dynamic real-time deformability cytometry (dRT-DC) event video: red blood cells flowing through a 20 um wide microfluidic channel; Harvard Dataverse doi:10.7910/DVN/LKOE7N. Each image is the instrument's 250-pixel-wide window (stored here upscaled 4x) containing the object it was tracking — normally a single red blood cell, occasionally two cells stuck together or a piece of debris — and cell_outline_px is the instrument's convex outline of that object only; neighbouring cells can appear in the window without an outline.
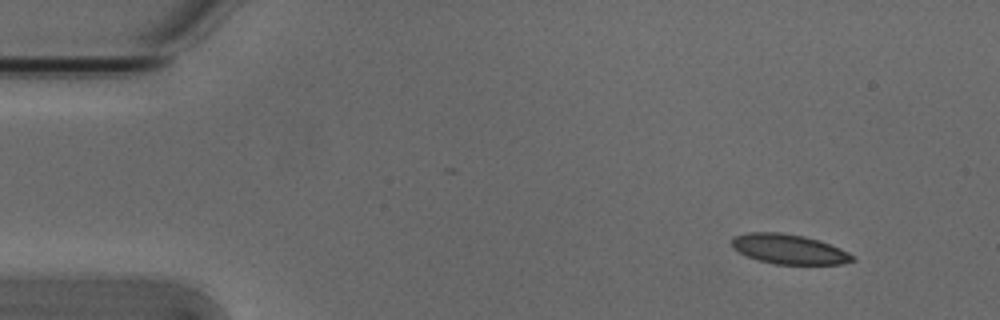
{"species": "Egyptian fruit bat (a non-hibernating species)", "species_latin": "Rousettus aegyptiacus", "temperature_condition": "cold", "stored_images_in_passage": 3, "camera_frame_rate_fps": 3000, "um_per_image_px": 0.085, "animal": {"sex": "male"}, "frame": {"image": 1, "passage_image": 1, "time_ms": 0.0, "image_size_px": [1000, 320], "cell_outline_px": [[856, 260], [844, 264], [776, 264], [756, 260], [732, 248], [732, 236], [748, 232], [780, 232], [804, 236], [820, 240], [840, 248], [848, 252]], "centroid_in_image_um": [67.05, 21.17], "position_along_channel_um": 17.9, "area_um2": 21.04}}